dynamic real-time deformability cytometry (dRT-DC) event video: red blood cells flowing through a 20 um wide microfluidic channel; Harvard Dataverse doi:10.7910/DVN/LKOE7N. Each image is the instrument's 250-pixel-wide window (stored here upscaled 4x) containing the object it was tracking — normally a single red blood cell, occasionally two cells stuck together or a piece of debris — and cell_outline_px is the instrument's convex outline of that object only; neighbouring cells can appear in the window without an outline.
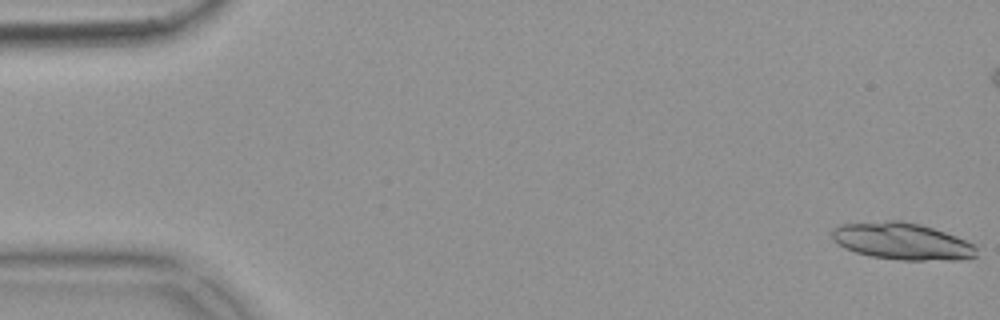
{"species": "common noctule bat (a hibernating species)", "species_latin": "Nyctalus noctula", "temperature_condition": "warm", "stored_images_in_passage": 20, "camera_frame_rate_fps": 3000, "um_per_image_px": 0.085, "animal": {"sex": "female", "body_mass_g": 18.4}, "frame": {"image": 1, "passage_image": 1, "time_ms": 0.0, "image_size_px": [1000, 320], "cell_outline_px": [[976, 256], [964, 260], [900, 260], [872, 256], [856, 252], [844, 248], [832, 240], [832, 228], [840, 224], [888, 220], [900, 220], [920, 224], [956, 236], [976, 244]], "centroid_in_image_um": [76.68, 20.5], "position_along_channel_um": 8.3, "area_um2": 31.27}}